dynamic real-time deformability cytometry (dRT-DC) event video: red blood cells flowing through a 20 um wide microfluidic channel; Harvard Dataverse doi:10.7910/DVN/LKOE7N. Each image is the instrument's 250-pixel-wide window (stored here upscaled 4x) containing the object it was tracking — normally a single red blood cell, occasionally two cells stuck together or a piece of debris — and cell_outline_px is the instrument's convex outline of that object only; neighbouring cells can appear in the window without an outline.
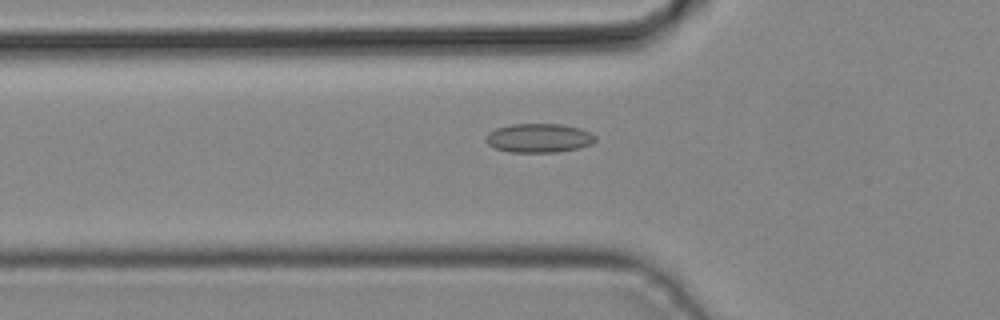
{"species": "common noctule bat (a hibernating species)", "species_latin": "Nyctalus noctula", "temperature_condition": "cold", "stored_images_in_passage": 27, "camera_frame_rate_fps": 3000, "um_per_image_px": 0.085, "animal": {"sex": "male", "body_mass_g": 19.2, "forearm_length_mm": 51.8}, "frame": {"image": 1, "passage_image": 2, "time_ms": 0.333, "image_size_px": [1000, 320], "cell_outline_px": [[596, 140], [592, 144], [580, 148], [556, 152], [508, 152], [496, 148], [488, 144], [484, 140], [488, 132], [496, 128], [512, 124], [560, 124], [580, 128], [596, 136]], "centroid_in_image_um": [45.8, 11.73], "position_along_channel_um": 80.0, "area_um2": 18.55}}
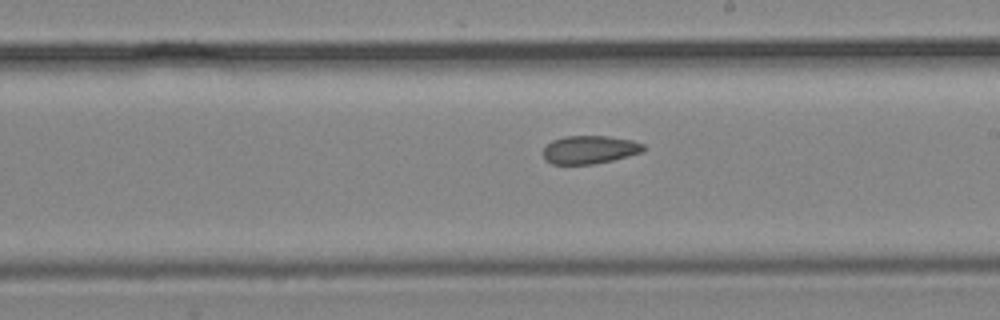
{"frame": {"image": 2, "passage_image": 12, "time_ms": 3.667, "image_size_px": [1000, 320], "cell_outline_px": [[644, 148], [640, 152], [612, 160], [596, 164], [552, 164], [544, 160], [544, 148], [552, 140], [564, 136], [608, 136], [632, 140], [644, 144]], "centroid_in_image_um": [50.08, 12.72], "position_along_channel_um": 238.9, "area_um2": 16.36}}
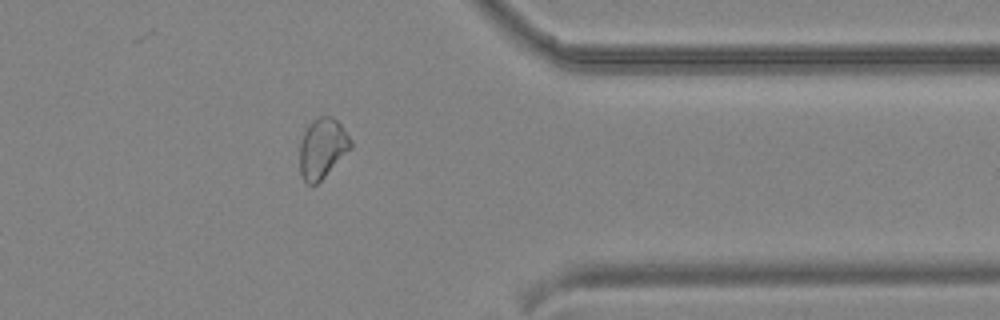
{"frame": {"image": 3, "passage_image": 22, "time_ms": 7.0, "image_size_px": [1000, 320], "cell_outline_px": [[352, 148], [316, 184], [308, 184], [304, 180], [300, 172], [300, 144], [304, 132], [308, 124], [312, 120], [320, 116], [332, 116], [340, 124], [352, 140]], "centroid_in_image_um": [27.4, 12.58], "position_along_channel_um": 384.0, "area_um2": 17.69}}